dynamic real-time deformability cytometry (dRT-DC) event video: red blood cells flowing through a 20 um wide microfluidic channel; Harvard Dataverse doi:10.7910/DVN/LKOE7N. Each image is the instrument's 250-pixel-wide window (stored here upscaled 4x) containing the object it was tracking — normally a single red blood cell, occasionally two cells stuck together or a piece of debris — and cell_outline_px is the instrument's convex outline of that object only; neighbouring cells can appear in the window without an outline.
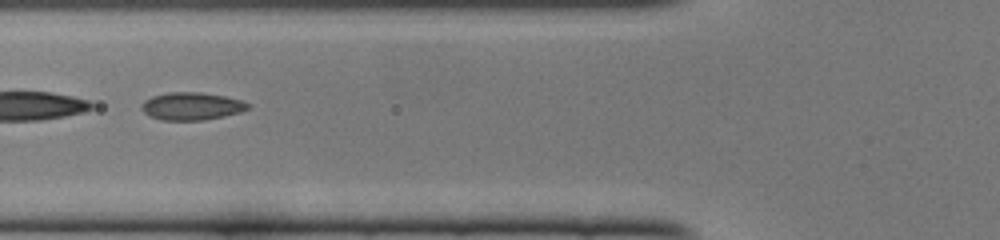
{"species": "common noctule bat (a hibernating species)", "species_latin": "Nyctalus noctula", "temperature_condition": "cold", "stored_images_in_passage": 35, "camera_frame_rate_fps": 3000, "um_per_image_px": 0.085, "animal": {"sex": "female", "body_mass_g": 22.0, "forearm_length_mm": 56.7}, "frame": {"image": 1, "passage_image": 6, "time_ms": 1.667, "image_size_px": [1000, 240], "cell_outline_px": [[248, 108], [240, 112], [224, 116], [204, 120], [160, 120], [144, 112], [140, 108], [144, 100], [152, 96], [168, 92], [200, 92], [224, 96], [240, 100], [248, 104]], "centroid_in_image_um": [16.25, 9.02], "position_along_channel_um": 109.6, "area_um2": 16.99}}
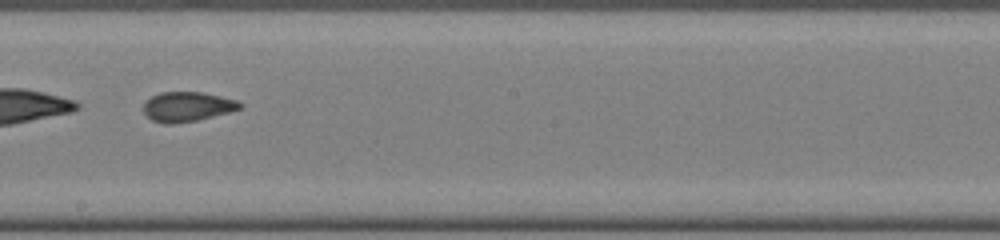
{"frame": {"image": 2, "passage_image": 15, "time_ms": 4.667, "image_size_px": [1000, 240], "cell_outline_px": [[244, 104], [240, 108], [228, 112], [196, 120], [172, 124], [164, 124], [152, 120], [144, 112], [144, 104], [152, 96], [160, 92], [200, 92], [236, 100]], "centroid_in_image_um": [15.9, 9.07], "position_along_channel_um": 232.3, "area_um2": 16.36}}
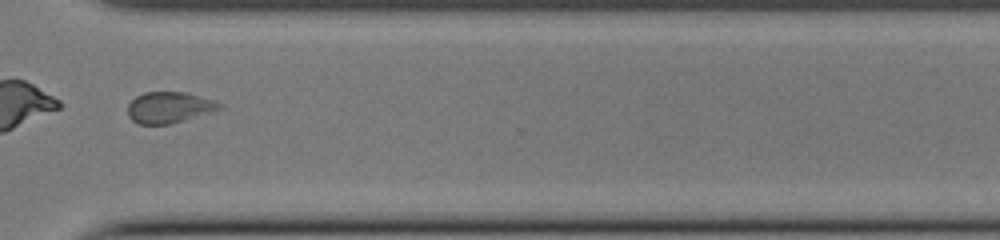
{"frame": {"image": 3, "passage_image": 24, "time_ms": 7.667, "image_size_px": [1000, 240], "cell_outline_px": [[224, 108], [184, 120], [168, 124], [140, 124], [132, 120], [128, 116], [128, 104], [136, 96], [144, 92], [184, 92], [212, 100], [224, 104]], "centroid_in_image_um": [14.38, 9.13], "position_along_channel_um": 356.2, "area_um2": 16.53}, "authors_computed_cell_mechanics": {"area_um2": 16.5308, "velocity_mm_per_s": 4.1059, "shape_relaxation_time_tau1_ms": 9.0814, "shape_relaxation_time_tau2_ms": 1.5692, "deformation_change_tau1": 0.1491, "deformation_change_tau2": 0.0724}}